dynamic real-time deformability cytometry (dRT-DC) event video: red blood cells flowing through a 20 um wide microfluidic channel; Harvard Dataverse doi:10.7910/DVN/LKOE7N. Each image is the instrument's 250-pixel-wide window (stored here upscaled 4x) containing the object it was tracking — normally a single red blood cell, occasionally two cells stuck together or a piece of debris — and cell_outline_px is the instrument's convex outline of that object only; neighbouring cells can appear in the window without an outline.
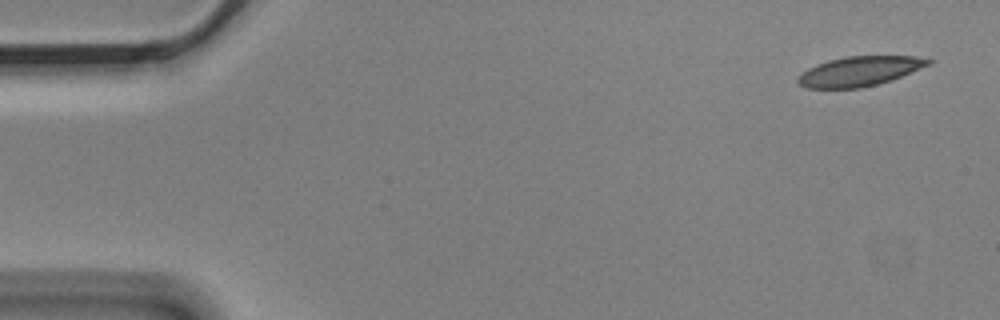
{"species": "Egyptian fruit bat (a non-hibernating species)", "species_latin": "Rousettus aegyptiacus", "temperature_condition": "cold", "stored_images_in_passage": 6, "segment_of_instrument_passage": [1, 2], "camera_frame_rate_fps": 3000, "um_per_image_px": 0.085, "animal": {"sex": "male"}, "frame": {"image": 1, "passage_image": 1, "time_ms": 0.0, "image_size_px": [1000, 320], "cell_outline_px": [[932, 64], [900, 76], [876, 84], [860, 88], [804, 88], [796, 80], [808, 68], [816, 64], [828, 60], [844, 56], [912, 56], [932, 60]], "centroid_in_image_um": [73.03, 6.05], "position_along_channel_um": 12.0, "area_um2": 22.25}}
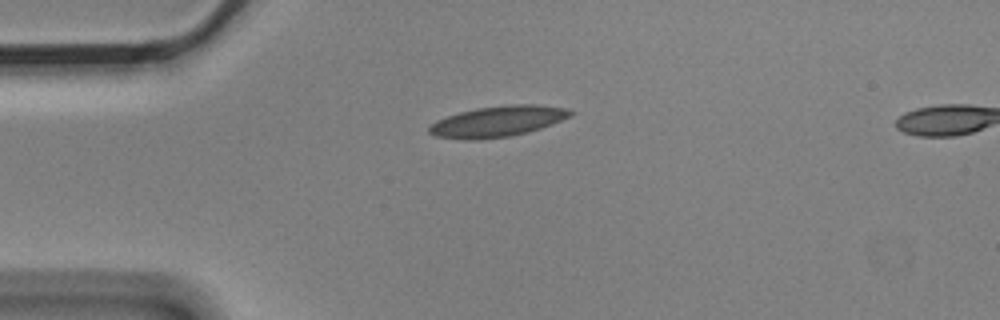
{"frame": {"image": 2, "passage_image": 4, "time_ms": 1.0, "image_size_px": [1000, 320], "cell_outline_px": [[576, 112], [572, 116], [552, 124], [528, 132], [508, 136], [480, 140], [464, 140], [436, 136], [428, 132], [428, 128], [436, 120], [460, 112], [476, 108], [512, 104], [536, 104], [568, 108]], "centroid_in_image_um": [42.34, 10.31], "position_along_channel_um": 42.7, "area_um2": 25.49}}